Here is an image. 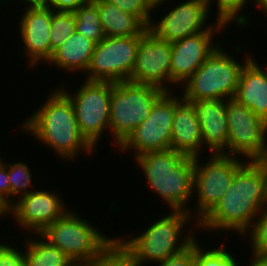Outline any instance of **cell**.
<instances>
[{"instance_id":"cell-12","label":"cell","mask_w":267,"mask_h":266,"mask_svg":"<svg viewBox=\"0 0 267 266\" xmlns=\"http://www.w3.org/2000/svg\"><path fill=\"white\" fill-rule=\"evenodd\" d=\"M227 155L259 161L267 152V122L234 98L226 100Z\"/></svg>"},{"instance_id":"cell-14","label":"cell","mask_w":267,"mask_h":266,"mask_svg":"<svg viewBox=\"0 0 267 266\" xmlns=\"http://www.w3.org/2000/svg\"><path fill=\"white\" fill-rule=\"evenodd\" d=\"M212 0H188L171 7L160 21L151 22L149 29L161 40L169 43L209 30L206 26Z\"/></svg>"},{"instance_id":"cell-18","label":"cell","mask_w":267,"mask_h":266,"mask_svg":"<svg viewBox=\"0 0 267 266\" xmlns=\"http://www.w3.org/2000/svg\"><path fill=\"white\" fill-rule=\"evenodd\" d=\"M201 127L203 145L214 153L227 155L228 124L226 100L208 99L192 102Z\"/></svg>"},{"instance_id":"cell-29","label":"cell","mask_w":267,"mask_h":266,"mask_svg":"<svg viewBox=\"0 0 267 266\" xmlns=\"http://www.w3.org/2000/svg\"><path fill=\"white\" fill-rule=\"evenodd\" d=\"M8 177L11 187V196L15 197V195H18L20 198L33 191L32 189L28 190V187L30 188L32 186L33 188V185H31V169L26 163L21 161L13 164L8 163Z\"/></svg>"},{"instance_id":"cell-8","label":"cell","mask_w":267,"mask_h":266,"mask_svg":"<svg viewBox=\"0 0 267 266\" xmlns=\"http://www.w3.org/2000/svg\"><path fill=\"white\" fill-rule=\"evenodd\" d=\"M75 93L60 88L71 100L81 135L94 148L105 129L110 130L113 82L85 80Z\"/></svg>"},{"instance_id":"cell-43","label":"cell","mask_w":267,"mask_h":266,"mask_svg":"<svg viewBox=\"0 0 267 266\" xmlns=\"http://www.w3.org/2000/svg\"><path fill=\"white\" fill-rule=\"evenodd\" d=\"M266 68H264L263 70L266 72V75H267V65H265Z\"/></svg>"},{"instance_id":"cell-38","label":"cell","mask_w":267,"mask_h":266,"mask_svg":"<svg viewBox=\"0 0 267 266\" xmlns=\"http://www.w3.org/2000/svg\"><path fill=\"white\" fill-rule=\"evenodd\" d=\"M254 3H257V7H259L260 9L259 10H263L264 15H267V0H253Z\"/></svg>"},{"instance_id":"cell-28","label":"cell","mask_w":267,"mask_h":266,"mask_svg":"<svg viewBox=\"0 0 267 266\" xmlns=\"http://www.w3.org/2000/svg\"><path fill=\"white\" fill-rule=\"evenodd\" d=\"M217 3V20L216 22L222 24L223 26L230 25L233 21L236 26L244 27L248 22L247 15H239L242 13L244 6L249 2V0H214ZM253 3V0H251ZM243 25V26H242Z\"/></svg>"},{"instance_id":"cell-31","label":"cell","mask_w":267,"mask_h":266,"mask_svg":"<svg viewBox=\"0 0 267 266\" xmlns=\"http://www.w3.org/2000/svg\"><path fill=\"white\" fill-rule=\"evenodd\" d=\"M124 12L135 15L147 28L152 19L153 8L146 0H106ZM152 19V20H151Z\"/></svg>"},{"instance_id":"cell-41","label":"cell","mask_w":267,"mask_h":266,"mask_svg":"<svg viewBox=\"0 0 267 266\" xmlns=\"http://www.w3.org/2000/svg\"><path fill=\"white\" fill-rule=\"evenodd\" d=\"M259 162L263 165V167L265 168L266 172H267V152L265 153V155L259 160Z\"/></svg>"},{"instance_id":"cell-9","label":"cell","mask_w":267,"mask_h":266,"mask_svg":"<svg viewBox=\"0 0 267 266\" xmlns=\"http://www.w3.org/2000/svg\"><path fill=\"white\" fill-rule=\"evenodd\" d=\"M236 157V158H235ZM195 157L193 191H196V215L199 223L221 200L231 186L235 173L248 161H241L237 156L214 153L201 164Z\"/></svg>"},{"instance_id":"cell-3","label":"cell","mask_w":267,"mask_h":266,"mask_svg":"<svg viewBox=\"0 0 267 266\" xmlns=\"http://www.w3.org/2000/svg\"><path fill=\"white\" fill-rule=\"evenodd\" d=\"M135 160L144 172L150 189L165 200L171 210H182L191 215L192 211L186 204L195 193V157L169 149L147 152L135 157Z\"/></svg>"},{"instance_id":"cell-24","label":"cell","mask_w":267,"mask_h":266,"mask_svg":"<svg viewBox=\"0 0 267 266\" xmlns=\"http://www.w3.org/2000/svg\"><path fill=\"white\" fill-rule=\"evenodd\" d=\"M75 30L96 44L104 39L105 33L102 28L101 19L97 5L92 0H87L76 11Z\"/></svg>"},{"instance_id":"cell-15","label":"cell","mask_w":267,"mask_h":266,"mask_svg":"<svg viewBox=\"0 0 267 266\" xmlns=\"http://www.w3.org/2000/svg\"><path fill=\"white\" fill-rule=\"evenodd\" d=\"M53 191L35 190L14 200L9 214L17 225L30 233L40 234L54 221L61 218L68 209L62 199Z\"/></svg>"},{"instance_id":"cell-27","label":"cell","mask_w":267,"mask_h":266,"mask_svg":"<svg viewBox=\"0 0 267 266\" xmlns=\"http://www.w3.org/2000/svg\"><path fill=\"white\" fill-rule=\"evenodd\" d=\"M201 247L196 238L194 241L195 266H238L237 260L226 250L224 244L218 249L205 250Z\"/></svg>"},{"instance_id":"cell-6","label":"cell","mask_w":267,"mask_h":266,"mask_svg":"<svg viewBox=\"0 0 267 266\" xmlns=\"http://www.w3.org/2000/svg\"><path fill=\"white\" fill-rule=\"evenodd\" d=\"M165 91L153 85L131 81L113 82L110 98V131L120 147L150 114Z\"/></svg>"},{"instance_id":"cell-2","label":"cell","mask_w":267,"mask_h":266,"mask_svg":"<svg viewBox=\"0 0 267 266\" xmlns=\"http://www.w3.org/2000/svg\"><path fill=\"white\" fill-rule=\"evenodd\" d=\"M53 91L40 109L24 120L23 130L48 145L59 158L71 160L81 151L91 153L94 148L79 131L71 100L61 89Z\"/></svg>"},{"instance_id":"cell-4","label":"cell","mask_w":267,"mask_h":266,"mask_svg":"<svg viewBox=\"0 0 267 266\" xmlns=\"http://www.w3.org/2000/svg\"><path fill=\"white\" fill-rule=\"evenodd\" d=\"M191 216L186 211L171 210L170 214L156 220L140 235L128 240L122 236L118 239L131 252L137 266L147 261L159 264L181 253L196 240L192 233L181 238L183 227L191 223L188 222Z\"/></svg>"},{"instance_id":"cell-32","label":"cell","mask_w":267,"mask_h":266,"mask_svg":"<svg viewBox=\"0 0 267 266\" xmlns=\"http://www.w3.org/2000/svg\"><path fill=\"white\" fill-rule=\"evenodd\" d=\"M13 247L0 243V266H25L24 252Z\"/></svg>"},{"instance_id":"cell-26","label":"cell","mask_w":267,"mask_h":266,"mask_svg":"<svg viewBox=\"0 0 267 266\" xmlns=\"http://www.w3.org/2000/svg\"><path fill=\"white\" fill-rule=\"evenodd\" d=\"M75 16L73 12L54 11L50 29L51 56L75 32Z\"/></svg>"},{"instance_id":"cell-1","label":"cell","mask_w":267,"mask_h":266,"mask_svg":"<svg viewBox=\"0 0 267 266\" xmlns=\"http://www.w3.org/2000/svg\"><path fill=\"white\" fill-rule=\"evenodd\" d=\"M265 205L267 172L259 161H248L235 173L221 200L196 224L207 231L232 230L245 237Z\"/></svg>"},{"instance_id":"cell-33","label":"cell","mask_w":267,"mask_h":266,"mask_svg":"<svg viewBox=\"0 0 267 266\" xmlns=\"http://www.w3.org/2000/svg\"><path fill=\"white\" fill-rule=\"evenodd\" d=\"M159 266H195L194 242L181 253L159 262Z\"/></svg>"},{"instance_id":"cell-40","label":"cell","mask_w":267,"mask_h":266,"mask_svg":"<svg viewBox=\"0 0 267 266\" xmlns=\"http://www.w3.org/2000/svg\"><path fill=\"white\" fill-rule=\"evenodd\" d=\"M9 214V208L0 200V217Z\"/></svg>"},{"instance_id":"cell-39","label":"cell","mask_w":267,"mask_h":266,"mask_svg":"<svg viewBox=\"0 0 267 266\" xmlns=\"http://www.w3.org/2000/svg\"><path fill=\"white\" fill-rule=\"evenodd\" d=\"M146 1L154 9V8L159 7V5H161L162 3H165L166 1H169V0H146Z\"/></svg>"},{"instance_id":"cell-19","label":"cell","mask_w":267,"mask_h":266,"mask_svg":"<svg viewBox=\"0 0 267 266\" xmlns=\"http://www.w3.org/2000/svg\"><path fill=\"white\" fill-rule=\"evenodd\" d=\"M203 138L197 112L193 103L182 99L174 111L171 149L190 157H200Z\"/></svg>"},{"instance_id":"cell-34","label":"cell","mask_w":267,"mask_h":266,"mask_svg":"<svg viewBox=\"0 0 267 266\" xmlns=\"http://www.w3.org/2000/svg\"><path fill=\"white\" fill-rule=\"evenodd\" d=\"M11 187L8 177V164L3 162L0 164V200L10 208L13 205L11 200Z\"/></svg>"},{"instance_id":"cell-20","label":"cell","mask_w":267,"mask_h":266,"mask_svg":"<svg viewBox=\"0 0 267 266\" xmlns=\"http://www.w3.org/2000/svg\"><path fill=\"white\" fill-rule=\"evenodd\" d=\"M234 99L267 122V75L253 57L241 70Z\"/></svg>"},{"instance_id":"cell-30","label":"cell","mask_w":267,"mask_h":266,"mask_svg":"<svg viewBox=\"0 0 267 266\" xmlns=\"http://www.w3.org/2000/svg\"><path fill=\"white\" fill-rule=\"evenodd\" d=\"M250 231L245 235H249L251 238L252 252L267 254V205L254 221Z\"/></svg>"},{"instance_id":"cell-16","label":"cell","mask_w":267,"mask_h":266,"mask_svg":"<svg viewBox=\"0 0 267 266\" xmlns=\"http://www.w3.org/2000/svg\"><path fill=\"white\" fill-rule=\"evenodd\" d=\"M225 26L215 21L209 30L185 37L172 43L171 53V83L186 82L204 61L220 45L212 39L214 33H222ZM219 32V33H218Z\"/></svg>"},{"instance_id":"cell-5","label":"cell","mask_w":267,"mask_h":266,"mask_svg":"<svg viewBox=\"0 0 267 266\" xmlns=\"http://www.w3.org/2000/svg\"><path fill=\"white\" fill-rule=\"evenodd\" d=\"M244 64L225 53L219 45L196 72L182 84V98L188 102L208 99H233ZM227 98V99H226Z\"/></svg>"},{"instance_id":"cell-25","label":"cell","mask_w":267,"mask_h":266,"mask_svg":"<svg viewBox=\"0 0 267 266\" xmlns=\"http://www.w3.org/2000/svg\"><path fill=\"white\" fill-rule=\"evenodd\" d=\"M87 266H137L131 252L119 241L114 240Z\"/></svg>"},{"instance_id":"cell-10","label":"cell","mask_w":267,"mask_h":266,"mask_svg":"<svg viewBox=\"0 0 267 266\" xmlns=\"http://www.w3.org/2000/svg\"><path fill=\"white\" fill-rule=\"evenodd\" d=\"M105 37L96 44L85 80L122 82L129 81L136 62L141 36Z\"/></svg>"},{"instance_id":"cell-13","label":"cell","mask_w":267,"mask_h":266,"mask_svg":"<svg viewBox=\"0 0 267 266\" xmlns=\"http://www.w3.org/2000/svg\"><path fill=\"white\" fill-rule=\"evenodd\" d=\"M172 43L158 38L148 29L140 38L136 62L129 81L171 91Z\"/></svg>"},{"instance_id":"cell-17","label":"cell","mask_w":267,"mask_h":266,"mask_svg":"<svg viewBox=\"0 0 267 266\" xmlns=\"http://www.w3.org/2000/svg\"><path fill=\"white\" fill-rule=\"evenodd\" d=\"M19 22V31L29 57L30 66H37L41 61L48 63L51 58L50 29L52 8L25 7Z\"/></svg>"},{"instance_id":"cell-36","label":"cell","mask_w":267,"mask_h":266,"mask_svg":"<svg viewBox=\"0 0 267 266\" xmlns=\"http://www.w3.org/2000/svg\"><path fill=\"white\" fill-rule=\"evenodd\" d=\"M249 266H267V254H258L252 252Z\"/></svg>"},{"instance_id":"cell-23","label":"cell","mask_w":267,"mask_h":266,"mask_svg":"<svg viewBox=\"0 0 267 266\" xmlns=\"http://www.w3.org/2000/svg\"><path fill=\"white\" fill-rule=\"evenodd\" d=\"M37 235L39 239L32 240L30 238V240H27L28 242L26 241L25 266H72L74 264L59 248L52 245L41 234Z\"/></svg>"},{"instance_id":"cell-42","label":"cell","mask_w":267,"mask_h":266,"mask_svg":"<svg viewBox=\"0 0 267 266\" xmlns=\"http://www.w3.org/2000/svg\"><path fill=\"white\" fill-rule=\"evenodd\" d=\"M72 266H87L86 264H76L74 263Z\"/></svg>"},{"instance_id":"cell-7","label":"cell","mask_w":267,"mask_h":266,"mask_svg":"<svg viewBox=\"0 0 267 266\" xmlns=\"http://www.w3.org/2000/svg\"><path fill=\"white\" fill-rule=\"evenodd\" d=\"M40 234L76 264L90 262L114 240L70 210Z\"/></svg>"},{"instance_id":"cell-35","label":"cell","mask_w":267,"mask_h":266,"mask_svg":"<svg viewBox=\"0 0 267 266\" xmlns=\"http://www.w3.org/2000/svg\"><path fill=\"white\" fill-rule=\"evenodd\" d=\"M87 0H50L49 6L54 11L74 12Z\"/></svg>"},{"instance_id":"cell-21","label":"cell","mask_w":267,"mask_h":266,"mask_svg":"<svg viewBox=\"0 0 267 266\" xmlns=\"http://www.w3.org/2000/svg\"><path fill=\"white\" fill-rule=\"evenodd\" d=\"M95 46L96 43L93 40L75 31L67 41L53 52L48 61L49 65L66 71L86 72Z\"/></svg>"},{"instance_id":"cell-22","label":"cell","mask_w":267,"mask_h":266,"mask_svg":"<svg viewBox=\"0 0 267 266\" xmlns=\"http://www.w3.org/2000/svg\"><path fill=\"white\" fill-rule=\"evenodd\" d=\"M98 7L102 28L107 37L140 35L147 27L133 14L124 12L106 0H92Z\"/></svg>"},{"instance_id":"cell-11","label":"cell","mask_w":267,"mask_h":266,"mask_svg":"<svg viewBox=\"0 0 267 266\" xmlns=\"http://www.w3.org/2000/svg\"><path fill=\"white\" fill-rule=\"evenodd\" d=\"M165 91L153 104L149 116L137 126L134 132L118 148L121 152L135 150V157L155 151L171 149V132L175 106L183 99L182 95L172 96ZM181 97V98H180Z\"/></svg>"},{"instance_id":"cell-37","label":"cell","mask_w":267,"mask_h":266,"mask_svg":"<svg viewBox=\"0 0 267 266\" xmlns=\"http://www.w3.org/2000/svg\"><path fill=\"white\" fill-rule=\"evenodd\" d=\"M2 0H0L1 3ZM4 1V0H3ZM25 2L28 6L26 7H45L49 6L50 0H22Z\"/></svg>"}]
</instances>
